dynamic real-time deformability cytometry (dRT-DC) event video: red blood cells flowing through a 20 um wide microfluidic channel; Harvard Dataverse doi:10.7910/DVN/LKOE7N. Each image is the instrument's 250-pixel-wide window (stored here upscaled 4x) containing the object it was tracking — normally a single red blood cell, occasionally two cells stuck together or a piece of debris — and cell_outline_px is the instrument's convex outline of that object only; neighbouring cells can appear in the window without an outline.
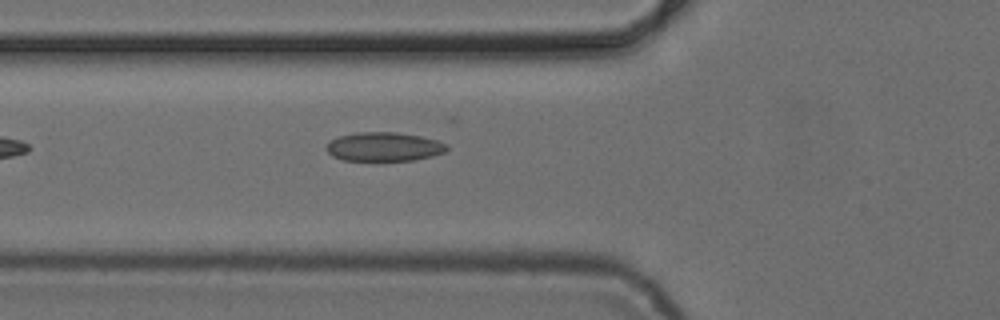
{"species": "common noctule bat (a hibernating species)", "species_latin": "Nyctalus noctula", "temperature_condition": "cold", "stored_images_in_passage": 5, "camera_frame_rate_fps": 3000, "um_per_image_px": 0.085, "animal": {"sex": "female", "body_mass_g": 24.6, "forearm_length_mm": 56.2}, "frame": {"image": 1, "passage_image": 5, "time_ms": 5.0, "image_size_px": [1000, 320], "cell_outline_px": [[448, 148], [444, 152], [432, 156], [412, 160], [344, 160], [332, 156], [324, 148], [336, 136], [356, 132], [396, 132], [420, 136], [436, 140], [448, 144]], "centroid_in_image_um": [32.62, 12.46], "position_along_channel_um": 93.2, "area_um2": 20.29}}